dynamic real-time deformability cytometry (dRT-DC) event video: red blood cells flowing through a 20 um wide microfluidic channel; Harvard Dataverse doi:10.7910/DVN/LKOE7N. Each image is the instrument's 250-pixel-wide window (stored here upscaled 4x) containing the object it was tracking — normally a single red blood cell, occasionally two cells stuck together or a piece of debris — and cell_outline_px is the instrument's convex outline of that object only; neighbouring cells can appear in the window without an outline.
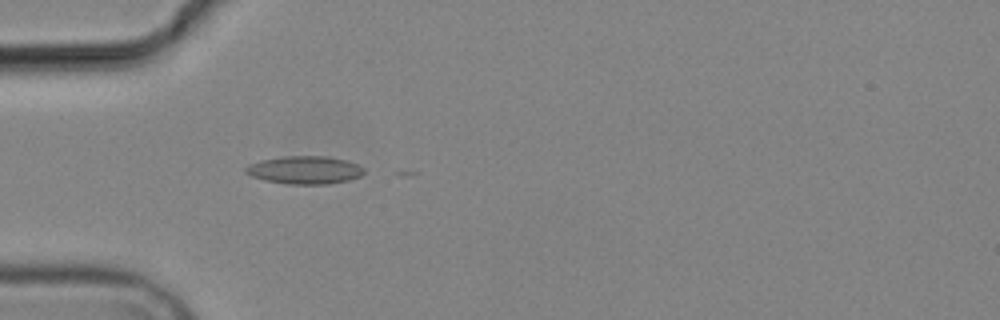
{"species": "common noctule bat (a hibernating species)", "species_latin": "Nyctalus noctula", "temperature_condition": "cold", "stored_images_in_passage": 3, "camera_frame_rate_fps": 3000, "um_per_image_px": 0.085, "animal": {"sex": "male", "body_mass_g": 19.2, "forearm_length_mm": 51.8}, "frame": {"image": 1, "passage_image": 3, "time_ms": 2.333, "image_size_px": [1000, 320], "cell_outline_px": [[364, 172], [360, 176], [348, 180], [328, 184], [288, 184], [264, 180], [252, 176], [244, 172], [244, 168], [248, 164], [260, 160], [280, 156], [328, 156], [344, 160], [356, 164], [364, 168]], "centroid_in_image_um": [25.85, 14.44], "position_along_channel_um": 59.1, "area_um2": 19.31}}